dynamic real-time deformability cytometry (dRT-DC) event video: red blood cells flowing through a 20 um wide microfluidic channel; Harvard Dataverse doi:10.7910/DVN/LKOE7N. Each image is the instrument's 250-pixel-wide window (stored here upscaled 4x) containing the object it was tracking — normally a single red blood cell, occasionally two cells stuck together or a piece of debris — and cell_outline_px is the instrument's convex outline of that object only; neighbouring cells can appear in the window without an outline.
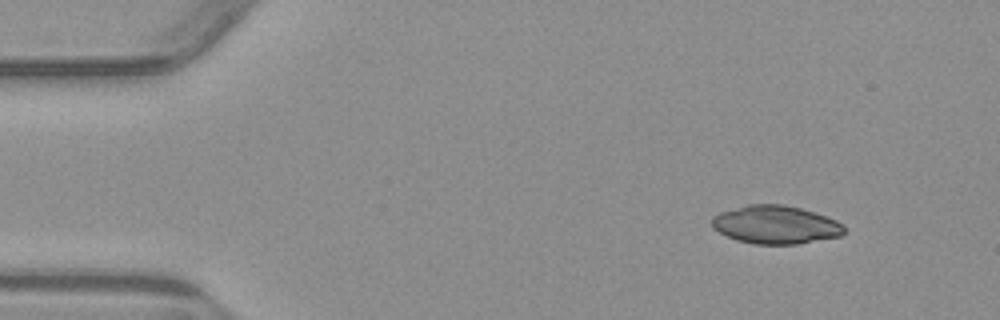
{"species": "common noctule bat (a hibernating species)", "species_latin": "Nyctalus noctula", "temperature_condition": "warm", "stored_images_in_passage": 3, "camera_frame_rate_fps": 3000, "um_per_image_px": 0.085, "animal": {"sex": "male", "body_mass_g": 23.1, "forearm_length_mm": 52.7}, "frame": {"image": 1, "passage_image": 1, "time_ms": 0.0, "image_size_px": [1000, 320], "cell_outline_px": [[844, 232], [840, 236], [796, 244], [756, 244], [736, 240], [712, 228], [712, 216], [720, 212], [748, 204], [784, 204], [800, 208], [836, 220], [844, 228]], "centroid_in_image_um": [65.88, 19.1], "position_along_channel_um": 19.1, "area_um2": 29.19}}